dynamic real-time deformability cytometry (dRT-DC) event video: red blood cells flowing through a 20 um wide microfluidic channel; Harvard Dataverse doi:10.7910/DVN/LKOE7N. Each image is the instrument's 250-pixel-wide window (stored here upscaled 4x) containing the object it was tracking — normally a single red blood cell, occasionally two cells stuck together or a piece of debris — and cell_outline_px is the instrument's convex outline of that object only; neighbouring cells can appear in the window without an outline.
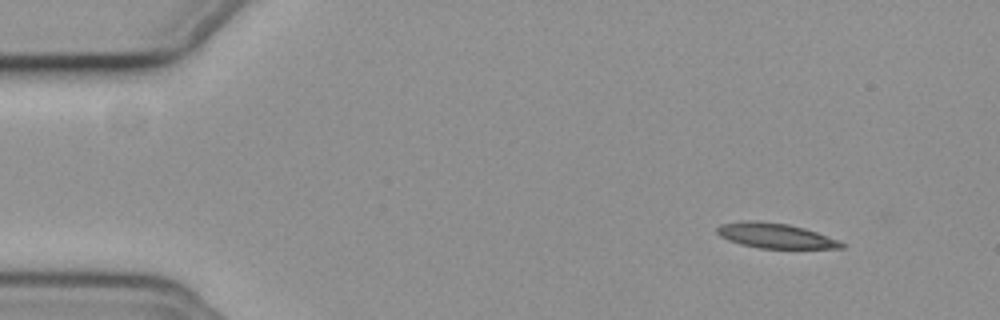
{"species": "common noctule bat (a hibernating species)", "species_latin": "Nyctalus noctula", "temperature_condition": "cold", "stored_images_in_passage": 6, "camera_frame_rate_fps": 3000, "um_per_image_px": 0.085, "animal": {"sex": "female", "body_mass_g": 19.3, "forearm_length_mm": 54.1}, "frame": {"image": 1, "passage_image": 1, "time_ms": 0.0, "image_size_px": [1000, 320], "cell_outline_px": [[844, 248], [760, 248], [740, 244], [728, 240], [720, 236], [716, 232], [716, 228], [720, 224], [788, 224], [804, 228], [816, 232], [836, 240], [844, 244]], "centroid_in_image_um": [65.95, 20.1], "position_along_channel_um": 19.1, "area_um2": 16.82}}